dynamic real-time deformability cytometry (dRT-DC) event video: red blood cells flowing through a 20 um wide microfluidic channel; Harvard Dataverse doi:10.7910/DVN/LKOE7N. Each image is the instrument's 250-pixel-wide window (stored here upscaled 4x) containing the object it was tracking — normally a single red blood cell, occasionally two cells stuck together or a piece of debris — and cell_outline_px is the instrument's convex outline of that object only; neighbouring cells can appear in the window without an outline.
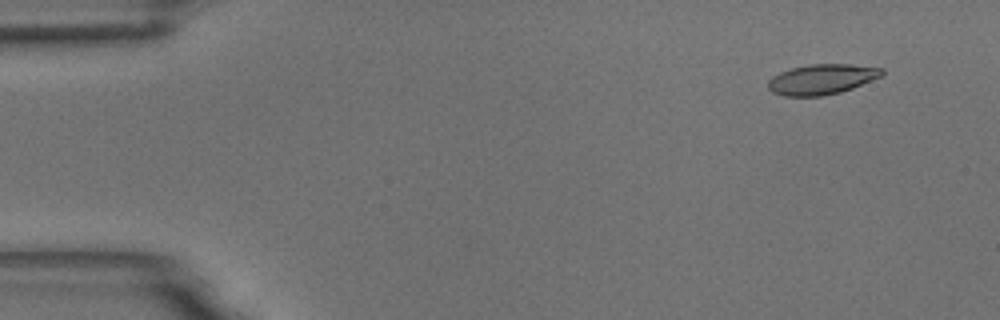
{"species": "common noctule bat (a hibernating species)", "species_latin": "Nyctalus noctula", "temperature_condition": "room temperature", "stored_images_in_passage": 56, "camera_frame_rate_fps": 3000, "um_per_image_px": 0.085, "animal": {"sex": "male", "body_mass_g": 18.8}, "frame": {"image": 1, "passage_image": 5, "time_ms": 1.333, "image_size_px": [1000, 320], "cell_outline_px": [[884, 72], [880, 76], [852, 88], [840, 92], [820, 96], [784, 96], [772, 92], [768, 88], [768, 80], [772, 76], [780, 72], [792, 68], [808, 64], [848, 64], [884, 68]], "centroid_in_image_um": [69.81, 6.73], "position_along_channel_um": 15.2, "area_um2": 19.94}}
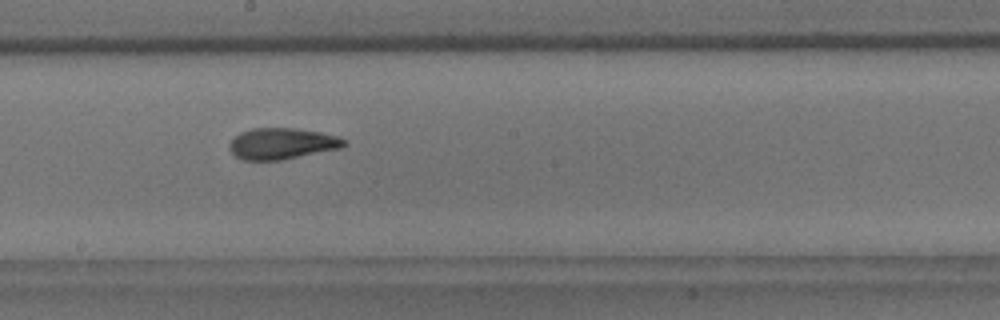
{"frame": {"image": 2, "passage_image": 31, "time_ms": 10.0, "image_size_px": [1000, 320], "cell_outline_px": [[348, 144], [340, 148], [280, 160], [244, 160], [236, 156], [228, 148], [228, 144], [240, 132], [252, 128], [292, 128], [320, 132], [340, 136], [348, 140]], "centroid_in_image_um": [23.99, 12.2], "position_along_channel_um": 224.2, "area_um2": 20.87}}
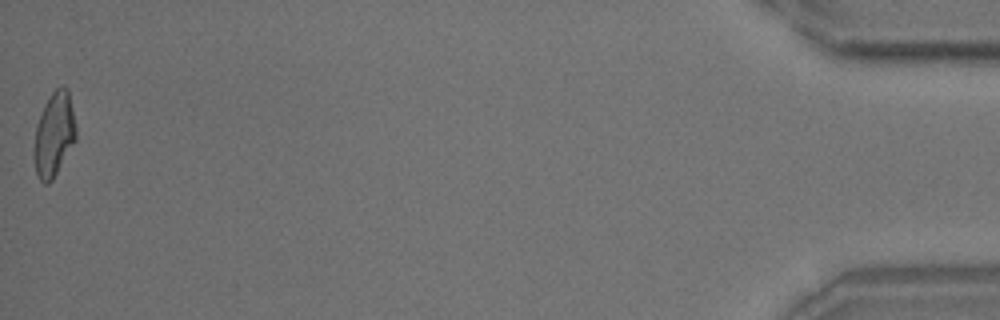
{"frame": {"image": 3, "passage_image": 56, "time_ms": 18.333, "image_size_px": [1000, 320], "cell_outline_px": [[76, 140], [52, 180], [48, 184], [44, 184], [40, 180], [36, 172], [32, 152], [32, 148], [36, 124], [44, 104], [52, 92], [56, 88], [64, 84], [68, 88], [76, 128]], "centroid_in_image_um": [4.57, 11.42], "position_along_channel_um": 430.6, "area_um2": 20.87}, "authors_computed_cell_mechanics": {"area_um2": 20.6635, "velocity_mm_per_s": 3.6317, "shape_relaxation_time_tau1_ms": 5.7525, "shape_relaxation_time_tau2_ms": 1.8015, "deformation_change_tau1": 0.1908, "deformation_change_tau2": 0.0893}}